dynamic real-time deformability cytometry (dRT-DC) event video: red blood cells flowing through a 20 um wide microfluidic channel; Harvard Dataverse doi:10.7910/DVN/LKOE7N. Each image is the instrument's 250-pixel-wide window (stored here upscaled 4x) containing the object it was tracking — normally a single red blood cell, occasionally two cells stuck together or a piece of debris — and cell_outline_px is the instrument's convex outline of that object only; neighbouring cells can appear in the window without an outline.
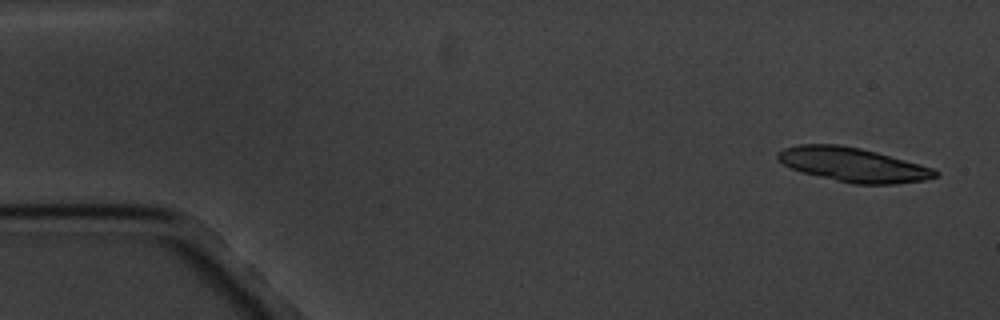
{"species": "common noctule bat (a hibernating species)", "species_latin": "Nyctalus noctula", "temperature_condition": "cold", "stored_images_in_passage": 7, "segment_of_instrument_passage": [1, 2], "camera_frame_rate_fps": 3000, "um_per_image_px": 0.085, "animal": {"sex": "male", "body_mass_g": 20.1, "forearm_length_mm": 53.5}, "frame": {"image": 1, "passage_image": 1, "time_ms": 0.0, "image_size_px": [1000, 320], "cell_outline_px": [[940, 172], [936, 176], [924, 180], [892, 184], [856, 184], [820, 176], [804, 172], [792, 168], [784, 164], [776, 156], [776, 152], [784, 148], [800, 144], [840, 144], [860, 148], [876, 152], [920, 164], [932, 168]], "centroid_in_image_um": [72.51, 13.98], "position_along_channel_um": 12.5, "area_um2": 30.87}}